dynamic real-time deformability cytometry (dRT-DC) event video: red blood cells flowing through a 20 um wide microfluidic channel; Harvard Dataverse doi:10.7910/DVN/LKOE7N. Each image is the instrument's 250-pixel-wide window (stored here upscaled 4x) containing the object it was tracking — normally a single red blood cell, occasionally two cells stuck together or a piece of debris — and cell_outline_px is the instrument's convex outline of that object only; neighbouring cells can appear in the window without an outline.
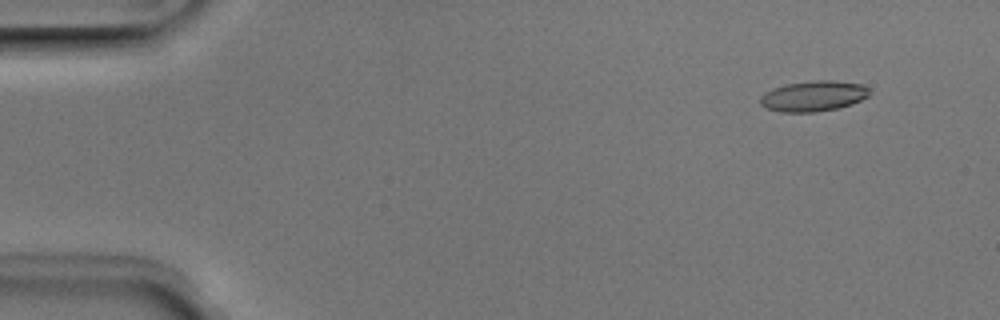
{"species": "Egyptian fruit bat (a non-hibernating species)", "species_latin": "Rousettus aegyptiacus", "temperature_condition": "room temperature", "stored_images_in_passage": 4, "camera_frame_rate_fps": 3000, "um_per_image_px": 0.085, "animal": {"sex": "male"}, "frame": {"image": 1, "passage_image": 1, "time_ms": 0.0, "image_size_px": [1000, 320], "cell_outline_px": [[872, 92], [868, 96], [852, 104], [836, 108], [816, 112], [780, 112], [764, 108], [760, 104], [760, 96], [764, 92], [772, 88], [784, 84], [816, 80], [832, 80], [864, 84]], "centroid_in_image_um": [69.12, 8.16], "position_along_channel_um": 15.9, "area_um2": 19.71}}
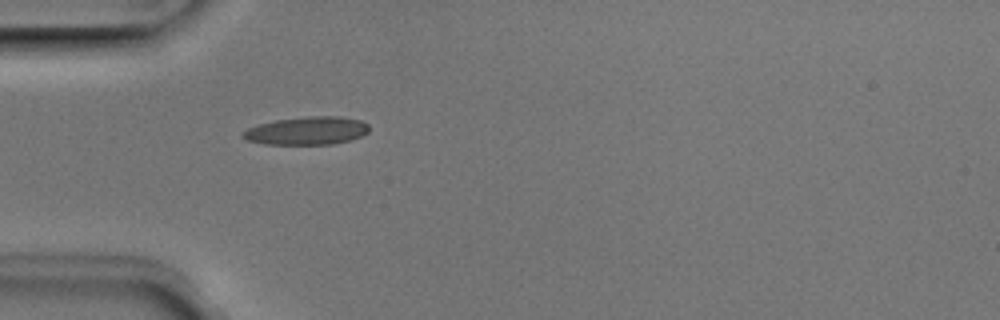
{"frame": {"image": 2, "passage_image": 4, "time_ms": 1.0, "image_size_px": [1000, 320], "cell_outline_px": [[368, 132], [352, 140], [332, 144], [264, 144], [248, 140], [240, 136], [248, 128], [260, 124], [276, 120], [308, 116], [340, 116], [360, 120], [368, 124]], "centroid_in_image_um": [26.11, 11.11], "position_along_channel_um": 58.9, "area_um2": 20.52}}